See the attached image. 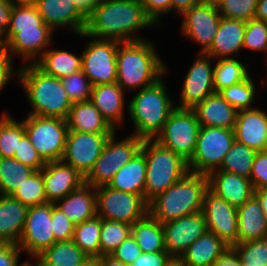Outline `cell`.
<instances>
[{"instance_id":"obj_52","label":"cell","mask_w":267,"mask_h":266,"mask_svg":"<svg viewBox=\"0 0 267 266\" xmlns=\"http://www.w3.org/2000/svg\"><path fill=\"white\" fill-rule=\"evenodd\" d=\"M141 254L142 251L140 246L137 244L135 238L130 234L111 255L123 264L129 266Z\"/></svg>"},{"instance_id":"obj_50","label":"cell","mask_w":267,"mask_h":266,"mask_svg":"<svg viewBox=\"0 0 267 266\" xmlns=\"http://www.w3.org/2000/svg\"><path fill=\"white\" fill-rule=\"evenodd\" d=\"M13 158L35 171L41 170L46 165L26 134L21 138Z\"/></svg>"},{"instance_id":"obj_43","label":"cell","mask_w":267,"mask_h":266,"mask_svg":"<svg viewBox=\"0 0 267 266\" xmlns=\"http://www.w3.org/2000/svg\"><path fill=\"white\" fill-rule=\"evenodd\" d=\"M128 223L101 218L100 256L111 255L131 234Z\"/></svg>"},{"instance_id":"obj_22","label":"cell","mask_w":267,"mask_h":266,"mask_svg":"<svg viewBox=\"0 0 267 266\" xmlns=\"http://www.w3.org/2000/svg\"><path fill=\"white\" fill-rule=\"evenodd\" d=\"M209 189L239 208L254 195V187L250 179L235 173L215 170L208 175Z\"/></svg>"},{"instance_id":"obj_61","label":"cell","mask_w":267,"mask_h":266,"mask_svg":"<svg viewBox=\"0 0 267 266\" xmlns=\"http://www.w3.org/2000/svg\"><path fill=\"white\" fill-rule=\"evenodd\" d=\"M254 196L258 199L260 206L263 209V215L267 221V188L254 190Z\"/></svg>"},{"instance_id":"obj_59","label":"cell","mask_w":267,"mask_h":266,"mask_svg":"<svg viewBox=\"0 0 267 266\" xmlns=\"http://www.w3.org/2000/svg\"><path fill=\"white\" fill-rule=\"evenodd\" d=\"M198 3H200L199 0H171V11L182 15Z\"/></svg>"},{"instance_id":"obj_14","label":"cell","mask_w":267,"mask_h":266,"mask_svg":"<svg viewBox=\"0 0 267 266\" xmlns=\"http://www.w3.org/2000/svg\"><path fill=\"white\" fill-rule=\"evenodd\" d=\"M213 59L206 53H199L192 62L183 79L180 93V103L177 108L194 109L206 97L215 93Z\"/></svg>"},{"instance_id":"obj_46","label":"cell","mask_w":267,"mask_h":266,"mask_svg":"<svg viewBox=\"0 0 267 266\" xmlns=\"http://www.w3.org/2000/svg\"><path fill=\"white\" fill-rule=\"evenodd\" d=\"M61 81L73 104L90 100L93 85L82 70L64 77Z\"/></svg>"},{"instance_id":"obj_7","label":"cell","mask_w":267,"mask_h":266,"mask_svg":"<svg viewBox=\"0 0 267 266\" xmlns=\"http://www.w3.org/2000/svg\"><path fill=\"white\" fill-rule=\"evenodd\" d=\"M234 142V129L201 126L188 170L207 176L218 170Z\"/></svg>"},{"instance_id":"obj_34","label":"cell","mask_w":267,"mask_h":266,"mask_svg":"<svg viewBox=\"0 0 267 266\" xmlns=\"http://www.w3.org/2000/svg\"><path fill=\"white\" fill-rule=\"evenodd\" d=\"M131 235L142 253L166 251L163 225L148 213L131 226Z\"/></svg>"},{"instance_id":"obj_5","label":"cell","mask_w":267,"mask_h":266,"mask_svg":"<svg viewBox=\"0 0 267 266\" xmlns=\"http://www.w3.org/2000/svg\"><path fill=\"white\" fill-rule=\"evenodd\" d=\"M163 78L144 87L127 104L129 119L134 124L133 135L144 139H155L162 131L168 115L176 108L169 96ZM174 105V106H173Z\"/></svg>"},{"instance_id":"obj_33","label":"cell","mask_w":267,"mask_h":266,"mask_svg":"<svg viewBox=\"0 0 267 266\" xmlns=\"http://www.w3.org/2000/svg\"><path fill=\"white\" fill-rule=\"evenodd\" d=\"M34 65L49 76L63 79L82 70V56L66 50L47 49Z\"/></svg>"},{"instance_id":"obj_51","label":"cell","mask_w":267,"mask_h":266,"mask_svg":"<svg viewBox=\"0 0 267 266\" xmlns=\"http://www.w3.org/2000/svg\"><path fill=\"white\" fill-rule=\"evenodd\" d=\"M250 180L254 190L267 188V150L255 155Z\"/></svg>"},{"instance_id":"obj_32","label":"cell","mask_w":267,"mask_h":266,"mask_svg":"<svg viewBox=\"0 0 267 266\" xmlns=\"http://www.w3.org/2000/svg\"><path fill=\"white\" fill-rule=\"evenodd\" d=\"M229 246L206 231L180 256L185 266H211Z\"/></svg>"},{"instance_id":"obj_25","label":"cell","mask_w":267,"mask_h":266,"mask_svg":"<svg viewBox=\"0 0 267 266\" xmlns=\"http://www.w3.org/2000/svg\"><path fill=\"white\" fill-rule=\"evenodd\" d=\"M117 82L93 86L90 101L117 131L124 121L125 94Z\"/></svg>"},{"instance_id":"obj_62","label":"cell","mask_w":267,"mask_h":266,"mask_svg":"<svg viewBox=\"0 0 267 266\" xmlns=\"http://www.w3.org/2000/svg\"><path fill=\"white\" fill-rule=\"evenodd\" d=\"M78 9L87 17L93 9V0H72Z\"/></svg>"},{"instance_id":"obj_58","label":"cell","mask_w":267,"mask_h":266,"mask_svg":"<svg viewBox=\"0 0 267 266\" xmlns=\"http://www.w3.org/2000/svg\"><path fill=\"white\" fill-rule=\"evenodd\" d=\"M12 10L13 5L9 1L0 2V30L4 34L9 28Z\"/></svg>"},{"instance_id":"obj_6","label":"cell","mask_w":267,"mask_h":266,"mask_svg":"<svg viewBox=\"0 0 267 266\" xmlns=\"http://www.w3.org/2000/svg\"><path fill=\"white\" fill-rule=\"evenodd\" d=\"M141 151L146 158L144 200L148 203L173 186L189 170L186 160L154 139H144Z\"/></svg>"},{"instance_id":"obj_35","label":"cell","mask_w":267,"mask_h":266,"mask_svg":"<svg viewBox=\"0 0 267 266\" xmlns=\"http://www.w3.org/2000/svg\"><path fill=\"white\" fill-rule=\"evenodd\" d=\"M36 258L40 266H80L88 256L70 240L53 243Z\"/></svg>"},{"instance_id":"obj_21","label":"cell","mask_w":267,"mask_h":266,"mask_svg":"<svg viewBox=\"0 0 267 266\" xmlns=\"http://www.w3.org/2000/svg\"><path fill=\"white\" fill-rule=\"evenodd\" d=\"M235 141L257 152L267 150V113L260 108L237 112Z\"/></svg>"},{"instance_id":"obj_2","label":"cell","mask_w":267,"mask_h":266,"mask_svg":"<svg viewBox=\"0 0 267 266\" xmlns=\"http://www.w3.org/2000/svg\"><path fill=\"white\" fill-rule=\"evenodd\" d=\"M116 63V82L124 91L141 90L156 83L168 72L153 41L144 38L139 41L120 42Z\"/></svg>"},{"instance_id":"obj_56","label":"cell","mask_w":267,"mask_h":266,"mask_svg":"<svg viewBox=\"0 0 267 266\" xmlns=\"http://www.w3.org/2000/svg\"><path fill=\"white\" fill-rule=\"evenodd\" d=\"M21 252L17 244L0 242V266H17Z\"/></svg>"},{"instance_id":"obj_18","label":"cell","mask_w":267,"mask_h":266,"mask_svg":"<svg viewBox=\"0 0 267 266\" xmlns=\"http://www.w3.org/2000/svg\"><path fill=\"white\" fill-rule=\"evenodd\" d=\"M164 243L171 257H180L207 231L202 211L163 223Z\"/></svg>"},{"instance_id":"obj_31","label":"cell","mask_w":267,"mask_h":266,"mask_svg":"<svg viewBox=\"0 0 267 266\" xmlns=\"http://www.w3.org/2000/svg\"><path fill=\"white\" fill-rule=\"evenodd\" d=\"M146 158L140 150L113 176L107 186L112 189L140 195L144 199Z\"/></svg>"},{"instance_id":"obj_9","label":"cell","mask_w":267,"mask_h":266,"mask_svg":"<svg viewBox=\"0 0 267 266\" xmlns=\"http://www.w3.org/2000/svg\"><path fill=\"white\" fill-rule=\"evenodd\" d=\"M22 122L25 134L45 163L62 160L68 133L66 119L29 114Z\"/></svg>"},{"instance_id":"obj_65","label":"cell","mask_w":267,"mask_h":266,"mask_svg":"<svg viewBox=\"0 0 267 266\" xmlns=\"http://www.w3.org/2000/svg\"><path fill=\"white\" fill-rule=\"evenodd\" d=\"M36 0H9V3L13 6L20 5H35Z\"/></svg>"},{"instance_id":"obj_66","label":"cell","mask_w":267,"mask_h":266,"mask_svg":"<svg viewBox=\"0 0 267 266\" xmlns=\"http://www.w3.org/2000/svg\"><path fill=\"white\" fill-rule=\"evenodd\" d=\"M165 266H185L180 257H171Z\"/></svg>"},{"instance_id":"obj_11","label":"cell","mask_w":267,"mask_h":266,"mask_svg":"<svg viewBox=\"0 0 267 266\" xmlns=\"http://www.w3.org/2000/svg\"><path fill=\"white\" fill-rule=\"evenodd\" d=\"M148 203L137 194L118 191L107 185L96 188L97 216L133 225L148 213Z\"/></svg>"},{"instance_id":"obj_17","label":"cell","mask_w":267,"mask_h":266,"mask_svg":"<svg viewBox=\"0 0 267 266\" xmlns=\"http://www.w3.org/2000/svg\"><path fill=\"white\" fill-rule=\"evenodd\" d=\"M182 16L181 34L196 41L201 46L199 53H205L211 47L222 18L218 8L198 3Z\"/></svg>"},{"instance_id":"obj_36","label":"cell","mask_w":267,"mask_h":266,"mask_svg":"<svg viewBox=\"0 0 267 266\" xmlns=\"http://www.w3.org/2000/svg\"><path fill=\"white\" fill-rule=\"evenodd\" d=\"M250 75L248 68L238 58L218 59L213 75L215 93L246 80Z\"/></svg>"},{"instance_id":"obj_15","label":"cell","mask_w":267,"mask_h":266,"mask_svg":"<svg viewBox=\"0 0 267 266\" xmlns=\"http://www.w3.org/2000/svg\"><path fill=\"white\" fill-rule=\"evenodd\" d=\"M51 218L52 203L31 206L28 209L18 246L32 259L54 243Z\"/></svg>"},{"instance_id":"obj_30","label":"cell","mask_w":267,"mask_h":266,"mask_svg":"<svg viewBox=\"0 0 267 266\" xmlns=\"http://www.w3.org/2000/svg\"><path fill=\"white\" fill-rule=\"evenodd\" d=\"M238 244L267 238V221L258 199L253 195L237 208Z\"/></svg>"},{"instance_id":"obj_48","label":"cell","mask_w":267,"mask_h":266,"mask_svg":"<svg viewBox=\"0 0 267 266\" xmlns=\"http://www.w3.org/2000/svg\"><path fill=\"white\" fill-rule=\"evenodd\" d=\"M258 0H224L218 7L222 17L247 22L254 18Z\"/></svg>"},{"instance_id":"obj_1","label":"cell","mask_w":267,"mask_h":266,"mask_svg":"<svg viewBox=\"0 0 267 266\" xmlns=\"http://www.w3.org/2000/svg\"><path fill=\"white\" fill-rule=\"evenodd\" d=\"M156 26L139 0H102L93 7L85 32L78 36L132 42L143 40L137 31Z\"/></svg>"},{"instance_id":"obj_38","label":"cell","mask_w":267,"mask_h":266,"mask_svg":"<svg viewBox=\"0 0 267 266\" xmlns=\"http://www.w3.org/2000/svg\"><path fill=\"white\" fill-rule=\"evenodd\" d=\"M34 171L15 158L0 157V195H12Z\"/></svg>"},{"instance_id":"obj_4","label":"cell","mask_w":267,"mask_h":266,"mask_svg":"<svg viewBox=\"0 0 267 266\" xmlns=\"http://www.w3.org/2000/svg\"><path fill=\"white\" fill-rule=\"evenodd\" d=\"M18 81L31 105L30 115L67 119L72 102L61 79L46 75L34 64L18 67Z\"/></svg>"},{"instance_id":"obj_8","label":"cell","mask_w":267,"mask_h":266,"mask_svg":"<svg viewBox=\"0 0 267 266\" xmlns=\"http://www.w3.org/2000/svg\"><path fill=\"white\" fill-rule=\"evenodd\" d=\"M115 131L106 141L94 168L85 178V183L94 188L108 185L113 176L140 150L143 139L130 134L119 141Z\"/></svg>"},{"instance_id":"obj_68","label":"cell","mask_w":267,"mask_h":266,"mask_svg":"<svg viewBox=\"0 0 267 266\" xmlns=\"http://www.w3.org/2000/svg\"><path fill=\"white\" fill-rule=\"evenodd\" d=\"M7 48L5 34L0 30V49Z\"/></svg>"},{"instance_id":"obj_37","label":"cell","mask_w":267,"mask_h":266,"mask_svg":"<svg viewBox=\"0 0 267 266\" xmlns=\"http://www.w3.org/2000/svg\"><path fill=\"white\" fill-rule=\"evenodd\" d=\"M101 217L75 225L72 241L88 256L100 257Z\"/></svg>"},{"instance_id":"obj_12","label":"cell","mask_w":267,"mask_h":266,"mask_svg":"<svg viewBox=\"0 0 267 266\" xmlns=\"http://www.w3.org/2000/svg\"><path fill=\"white\" fill-rule=\"evenodd\" d=\"M87 42L81 53L82 71L93 86L117 81V50L119 41L97 39Z\"/></svg>"},{"instance_id":"obj_41","label":"cell","mask_w":267,"mask_h":266,"mask_svg":"<svg viewBox=\"0 0 267 266\" xmlns=\"http://www.w3.org/2000/svg\"><path fill=\"white\" fill-rule=\"evenodd\" d=\"M47 26L35 5L13 6L9 28L5 34L8 43L20 30L37 29Z\"/></svg>"},{"instance_id":"obj_3","label":"cell","mask_w":267,"mask_h":266,"mask_svg":"<svg viewBox=\"0 0 267 266\" xmlns=\"http://www.w3.org/2000/svg\"><path fill=\"white\" fill-rule=\"evenodd\" d=\"M208 189L207 175L188 171L173 186L148 202V214L163 224L202 211Z\"/></svg>"},{"instance_id":"obj_26","label":"cell","mask_w":267,"mask_h":266,"mask_svg":"<svg viewBox=\"0 0 267 266\" xmlns=\"http://www.w3.org/2000/svg\"><path fill=\"white\" fill-rule=\"evenodd\" d=\"M54 204L75 225L80 224L97 215L96 188L84 183Z\"/></svg>"},{"instance_id":"obj_69","label":"cell","mask_w":267,"mask_h":266,"mask_svg":"<svg viewBox=\"0 0 267 266\" xmlns=\"http://www.w3.org/2000/svg\"><path fill=\"white\" fill-rule=\"evenodd\" d=\"M34 259L37 261L36 263L31 262L29 259V261H25L23 263H20L17 266H39L38 259L37 258H34Z\"/></svg>"},{"instance_id":"obj_27","label":"cell","mask_w":267,"mask_h":266,"mask_svg":"<svg viewBox=\"0 0 267 266\" xmlns=\"http://www.w3.org/2000/svg\"><path fill=\"white\" fill-rule=\"evenodd\" d=\"M200 126L234 129L237 110L219 93L206 97L194 109Z\"/></svg>"},{"instance_id":"obj_45","label":"cell","mask_w":267,"mask_h":266,"mask_svg":"<svg viewBox=\"0 0 267 266\" xmlns=\"http://www.w3.org/2000/svg\"><path fill=\"white\" fill-rule=\"evenodd\" d=\"M233 248L242 266H267V238L239 243Z\"/></svg>"},{"instance_id":"obj_67","label":"cell","mask_w":267,"mask_h":266,"mask_svg":"<svg viewBox=\"0 0 267 266\" xmlns=\"http://www.w3.org/2000/svg\"><path fill=\"white\" fill-rule=\"evenodd\" d=\"M200 3L218 8L224 0H199Z\"/></svg>"},{"instance_id":"obj_42","label":"cell","mask_w":267,"mask_h":266,"mask_svg":"<svg viewBox=\"0 0 267 266\" xmlns=\"http://www.w3.org/2000/svg\"><path fill=\"white\" fill-rule=\"evenodd\" d=\"M28 207L49 203L45 196L43 168L34 171L11 195Z\"/></svg>"},{"instance_id":"obj_24","label":"cell","mask_w":267,"mask_h":266,"mask_svg":"<svg viewBox=\"0 0 267 266\" xmlns=\"http://www.w3.org/2000/svg\"><path fill=\"white\" fill-rule=\"evenodd\" d=\"M246 22L222 17L211 47L205 52L213 59L234 58L243 49Z\"/></svg>"},{"instance_id":"obj_49","label":"cell","mask_w":267,"mask_h":266,"mask_svg":"<svg viewBox=\"0 0 267 266\" xmlns=\"http://www.w3.org/2000/svg\"><path fill=\"white\" fill-rule=\"evenodd\" d=\"M51 223L54 243L72 240L75 224L54 203H52Z\"/></svg>"},{"instance_id":"obj_39","label":"cell","mask_w":267,"mask_h":266,"mask_svg":"<svg viewBox=\"0 0 267 266\" xmlns=\"http://www.w3.org/2000/svg\"><path fill=\"white\" fill-rule=\"evenodd\" d=\"M256 154L257 151L255 149L235 141L218 170L235 173L250 179Z\"/></svg>"},{"instance_id":"obj_16","label":"cell","mask_w":267,"mask_h":266,"mask_svg":"<svg viewBox=\"0 0 267 266\" xmlns=\"http://www.w3.org/2000/svg\"><path fill=\"white\" fill-rule=\"evenodd\" d=\"M202 212L205 216L207 231L214 233L229 247L238 244L236 207L208 189L204 196Z\"/></svg>"},{"instance_id":"obj_54","label":"cell","mask_w":267,"mask_h":266,"mask_svg":"<svg viewBox=\"0 0 267 266\" xmlns=\"http://www.w3.org/2000/svg\"><path fill=\"white\" fill-rule=\"evenodd\" d=\"M12 55L7 51V48L0 49V92L7 85L12 76L18 77L19 69L14 71ZM17 73V74H15Z\"/></svg>"},{"instance_id":"obj_63","label":"cell","mask_w":267,"mask_h":266,"mask_svg":"<svg viewBox=\"0 0 267 266\" xmlns=\"http://www.w3.org/2000/svg\"><path fill=\"white\" fill-rule=\"evenodd\" d=\"M99 258L101 259V266H128L115 259L112 255H103Z\"/></svg>"},{"instance_id":"obj_55","label":"cell","mask_w":267,"mask_h":266,"mask_svg":"<svg viewBox=\"0 0 267 266\" xmlns=\"http://www.w3.org/2000/svg\"><path fill=\"white\" fill-rule=\"evenodd\" d=\"M171 256L167 251L142 253L129 266H165Z\"/></svg>"},{"instance_id":"obj_19","label":"cell","mask_w":267,"mask_h":266,"mask_svg":"<svg viewBox=\"0 0 267 266\" xmlns=\"http://www.w3.org/2000/svg\"><path fill=\"white\" fill-rule=\"evenodd\" d=\"M35 7L43 22L53 31L67 27L76 35L85 32L87 17L72 0H36Z\"/></svg>"},{"instance_id":"obj_29","label":"cell","mask_w":267,"mask_h":266,"mask_svg":"<svg viewBox=\"0 0 267 266\" xmlns=\"http://www.w3.org/2000/svg\"><path fill=\"white\" fill-rule=\"evenodd\" d=\"M66 120L68 130L84 133H114L116 131L90 100L72 104Z\"/></svg>"},{"instance_id":"obj_20","label":"cell","mask_w":267,"mask_h":266,"mask_svg":"<svg viewBox=\"0 0 267 266\" xmlns=\"http://www.w3.org/2000/svg\"><path fill=\"white\" fill-rule=\"evenodd\" d=\"M43 181L46 199L55 203L85 183V178L62 160L46 163L43 167Z\"/></svg>"},{"instance_id":"obj_47","label":"cell","mask_w":267,"mask_h":266,"mask_svg":"<svg viewBox=\"0 0 267 266\" xmlns=\"http://www.w3.org/2000/svg\"><path fill=\"white\" fill-rule=\"evenodd\" d=\"M243 49L264 52L267 63V23L255 18L246 22Z\"/></svg>"},{"instance_id":"obj_64","label":"cell","mask_w":267,"mask_h":266,"mask_svg":"<svg viewBox=\"0 0 267 266\" xmlns=\"http://www.w3.org/2000/svg\"><path fill=\"white\" fill-rule=\"evenodd\" d=\"M80 266H101L99 257H88Z\"/></svg>"},{"instance_id":"obj_10","label":"cell","mask_w":267,"mask_h":266,"mask_svg":"<svg viewBox=\"0 0 267 266\" xmlns=\"http://www.w3.org/2000/svg\"><path fill=\"white\" fill-rule=\"evenodd\" d=\"M200 127L193 109L176 107L154 140L188 162L194 154Z\"/></svg>"},{"instance_id":"obj_23","label":"cell","mask_w":267,"mask_h":266,"mask_svg":"<svg viewBox=\"0 0 267 266\" xmlns=\"http://www.w3.org/2000/svg\"><path fill=\"white\" fill-rule=\"evenodd\" d=\"M53 30L50 27L20 30L8 43L7 51L14 57L34 64L53 43ZM14 55V56H13Z\"/></svg>"},{"instance_id":"obj_57","label":"cell","mask_w":267,"mask_h":266,"mask_svg":"<svg viewBox=\"0 0 267 266\" xmlns=\"http://www.w3.org/2000/svg\"><path fill=\"white\" fill-rule=\"evenodd\" d=\"M211 266H242L233 247H229Z\"/></svg>"},{"instance_id":"obj_60","label":"cell","mask_w":267,"mask_h":266,"mask_svg":"<svg viewBox=\"0 0 267 266\" xmlns=\"http://www.w3.org/2000/svg\"><path fill=\"white\" fill-rule=\"evenodd\" d=\"M254 18L267 23V0H258Z\"/></svg>"},{"instance_id":"obj_70","label":"cell","mask_w":267,"mask_h":266,"mask_svg":"<svg viewBox=\"0 0 267 266\" xmlns=\"http://www.w3.org/2000/svg\"><path fill=\"white\" fill-rule=\"evenodd\" d=\"M100 1H102V0H93V7H94L95 5H97Z\"/></svg>"},{"instance_id":"obj_53","label":"cell","mask_w":267,"mask_h":266,"mask_svg":"<svg viewBox=\"0 0 267 266\" xmlns=\"http://www.w3.org/2000/svg\"><path fill=\"white\" fill-rule=\"evenodd\" d=\"M139 2L157 26L161 23L160 17L171 12V0H139Z\"/></svg>"},{"instance_id":"obj_28","label":"cell","mask_w":267,"mask_h":266,"mask_svg":"<svg viewBox=\"0 0 267 266\" xmlns=\"http://www.w3.org/2000/svg\"><path fill=\"white\" fill-rule=\"evenodd\" d=\"M28 209L11 195H0V242L18 245Z\"/></svg>"},{"instance_id":"obj_40","label":"cell","mask_w":267,"mask_h":266,"mask_svg":"<svg viewBox=\"0 0 267 266\" xmlns=\"http://www.w3.org/2000/svg\"><path fill=\"white\" fill-rule=\"evenodd\" d=\"M25 135L23 122H19L9 113L3 112L0 117V157H14L19 142Z\"/></svg>"},{"instance_id":"obj_44","label":"cell","mask_w":267,"mask_h":266,"mask_svg":"<svg viewBox=\"0 0 267 266\" xmlns=\"http://www.w3.org/2000/svg\"><path fill=\"white\" fill-rule=\"evenodd\" d=\"M251 77L218 92L237 111L255 108L252 103L256 98V87Z\"/></svg>"},{"instance_id":"obj_13","label":"cell","mask_w":267,"mask_h":266,"mask_svg":"<svg viewBox=\"0 0 267 266\" xmlns=\"http://www.w3.org/2000/svg\"><path fill=\"white\" fill-rule=\"evenodd\" d=\"M112 134L68 130L62 161L73 166L86 178L94 168L106 141Z\"/></svg>"}]
</instances>
